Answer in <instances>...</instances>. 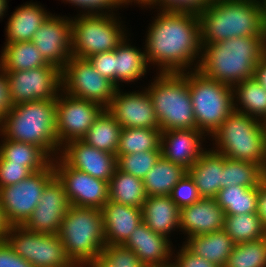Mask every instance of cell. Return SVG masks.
Returning <instances> with one entry per match:
<instances>
[{"instance_id":"cell-1","label":"cell","mask_w":266,"mask_h":267,"mask_svg":"<svg viewBox=\"0 0 266 267\" xmlns=\"http://www.w3.org/2000/svg\"><path fill=\"white\" fill-rule=\"evenodd\" d=\"M145 42L147 63H156L158 73L197 70L202 53L199 14L160 11L149 26Z\"/></svg>"},{"instance_id":"cell-2","label":"cell","mask_w":266,"mask_h":267,"mask_svg":"<svg viewBox=\"0 0 266 267\" xmlns=\"http://www.w3.org/2000/svg\"><path fill=\"white\" fill-rule=\"evenodd\" d=\"M266 55V36L235 37L203 45L198 67L205 77L230 86L253 78Z\"/></svg>"},{"instance_id":"cell-3","label":"cell","mask_w":266,"mask_h":267,"mask_svg":"<svg viewBox=\"0 0 266 267\" xmlns=\"http://www.w3.org/2000/svg\"><path fill=\"white\" fill-rule=\"evenodd\" d=\"M201 46L235 37L266 36L258 0H213L199 13Z\"/></svg>"},{"instance_id":"cell-4","label":"cell","mask_w":266,"mask_h":267,"mask_svg":"<svg viewBox=\"0 0 266 267\" xmlns=\"http://www.w3.org/2000/svg\"><path fill=\"white\" fill-rule=\"evenodd\" d=\"M55 131L56 100H35L14 105L0 123L2 138L35 144L53 159L61 151Z\"/></svg>"},{"instance_id":"cell-5","label":"cell","mask_w":266,"mask_h":267,"mask_svg":"<svg viewBox=\"0 0 266 267\" xmlns=\"http://www.w3.org/2000/svg\"><path fill=\"white\" fill-rule=\"evenodd\" d=\"M58 235L72 262L86 267L106 245L102 211L70 205Z\"/></svg>"},{"instance_id":"cell-6","label":"cell","mask_w":266,"mask_h":267,"mask_svg":"<svg viewBox=\"0 0 266 267\" xmlns=\"http://www.w3.org/2000/svg\"><path fill=\"white\" fill-rule=\"evenodd\" d=\"M211 137L215 140L214 151L224 157L266 168L263 121L234 110Z\"/></svg>"},{"instance_id":"cell-7","label":"cell","mask_w":266,"mask_h":267,"mask_svg":"<svg viewBox=\"0 0 266 267\" xmlns=\"http://www.w3.org/2000/svg\"><path fill=\"white\" fill-rule=\"evenodd\" d=\"M145 88L161 131L197 129L188 82L183 73H159Z\"/></svg>"},{"instance_id":"cell-8","label":"cell","mask_w":266,"mask_h":267,"mask_svg":"<svg viewBox=\"0 0 266 267\" xmlns=\"http://www.w3.org/2000/svg\"><path fill=\"white\" fill-rule=\"evenodd\" d=\"M182 73L188 82L197 129L212 136L234 111L233 87L198 70Z\"/></svg>"},{"instance_id":"cell-9","label":"cell","mask_w":266,"mask_h":267,"mask_svg":"<svg viewBox=\"0 0 266 267\" xmlns=\"http://www.w3.org/2000/svg\"><path fill=\"white\" fill-rule=\"evenodd\" d=\"M82 13L74 19L71 18L73 57L87 59L97 53L113 51L127 37L126 30L115 13L113 14V10L112 14Z\"/></svg>"},{"instance_id":"cell-10","label":"cell","mask_w":266,"mask_h":267,"mask_svg":"<svg viewBox=\"0 0 266 267\" xmlns=\"http://www.w3.org/2000/svg\"><path fill=\"white\" fill-rule=\"evenodd\" d=\"M5 240L34 267H75L58 234L38 233L23 225L9 226Z\"/></svg>"},{"instance_id":"cell-11","label":"cell","mask_w":266,"mask_h":267,"mask_svg":"<svg viewBox=\"0 0 266 267\" xmlns=\"http://www.w3.org/2000/svg\"><path fill=\"white\" fill-rule=\"evenodd\" d=\"M55 176L51 163L17 184L0 188V204L9 226L23 225L38 205L45 185Z\"/></svg>"},{"instance_id":"cell-12","label":"cell","mask_w":266,"mask_h":267,"mask_svg":"<svg viewBox=\"0 0 266 267\" xmlns=\"http://www.w3.org/2000/svg\"><path fill=\"white\" fill-rule=\"evenodd\" d=\"M62 91L89 100L107 108L115 95L117 86L100 75L87 59L71 56L61 70Z\"/></svg>"},{"instance_id":"cell-13","label":"cell","mask_w":266,"mask_h":267,"mask_svg":"<svg viewBox=\"0 0 266 267\" xmlns=\"http://www.w3.org/2000/svg\"><path fill=\"white\" fill-rule=\"evenodd\" d=\"M5 74L12 106L35 100H56L62 90L61 69L55 65Z\"/></svg>"},{"instance_id":"cell-14","label":"cell","mask_w":266,"mask_h":267,"mask_svg":"<svg viewBox=\"0 0 266 267\" xmlns=\"http://www.w3.org/2000/svg\"><path fill=\"white\" fill-rule=\"evenodd\" d=\"M104 109L98 103L60 92L56 99L55 131L59 147L72 140H81Z\"/></svg>"},{"instance_id":"cell-15","label":"cell","mask_w":266,"mask_h":267,"mask_svg":"<svg viewBox=\"0 0 266 267\" xmlns=\"http://www.w3.org/2000/svg\"><path fill=\"white\" fill-rule=\"evenodd\" d=\"M56 177L72 206L98 208L109 200L108 182L69 166L59 155L52 160Z\"/></svg>"},{"instance_id":"cell-16","label":"cell","mask_w":266,"mask_h":267,"mask_svg":"<svg viewBox=\"0 0 266 267\" xmlns=\"http://www.w3.org/2000/svg\"><path fill=\"white\" fill-rule=\"evenodd\" d=\"M71 37V19L51 13L34 34L32 42L49 64L62 70L72 56Z\"/></svg>"},{"instance_id":"cell-17","label":"cell","mask_w":266,"mask_h":267,"mask_svg":"<svg viewBox=\"0 0 266 267\" xmlns=\"http://www.w3.org/2000/svg\"><path fill=\"white\" fill-rule=\"evenodd\" d=\"M69 207L64 186L55 175L45 185L38 205L23 226L38 233L58 234Z\"/></svg>"},{"instance_id":"cell-18","label":"cell","mask_w":266,"mask_h":267,"mask_svg":"<svg viewBox=\"0 0 266 267\" xmlns=\"http://www.w3.org/2000/svg\"><path fill=\"white\" fill-rule=\"evenodd\" d=\"M123 93L120 92V88H117L114 97L106 108L122 128L160 129L147 90Z\"/></svg>"},{"instance_id":"cell-19","label":"cell","mask_w":266,"mask_h":267,"mask_svg":"<svg viewBox=\"0 0 266 267\" xmlns=\"http://www.w3.org/2000/svg\"><path fill=\"white\" fill-rule=\"evenodd\" d=\"M60 157L76 170L107 181L117 168L116 155L87 145L82 140H72L62 146Z\"/></svg>"},{"instance_id":"cell-20","label":"cell","mask_w":266,"mask_h":267,"mask_svg":"<svg viewBox=\"0 0 266 267\" xmlns=\"http://www.w3.org/2000/svg\"><path fill=\"white\" fill-rule=\"evenodd\" d=\"M206 135L198 129H173L161 133V156L189 169L206 151L202 139ZM205 149V150H203Z\"/></svg>"},{"instance_id":"cell-21","label":"cell","mask_w":266,"mask_h":267,"mask_svg":"<svg viewBox=\"0 0 266 267\" xmlns=\"http://www.w3.org/2000/svg\"><path fill=\"white\" fill-rule=\"evenodd\" d=\"M171 244L170 238L155 233L142 221L123 246L131 249L146 267H157L172 263Z\"/></svg>"},{"instance_id":"cell-22","label":"cell","mask_w":266,"mask_h":267,"mask_svg":"<svg viewBox=\"0 0 266 267\" xmlns=\"http://www.w3.org/2000/svg\"><path fill=\"white\" fill-rule=\"evenodd\" d=\"M225 214L215 198H201L180 210V230L188 237L222 230Z\"/></svg>"},{"instance_id":"cell-23","label":"cell","mask_w":266,"mask_h":267,"mask_svg":"<svg viewBox=\"0 0 266 267\" xmlns=\"http://www.w3.org/2000/svg\"><path fill=\"white\" fill-rule=\"evenodd\" d=\"M106 245H123L142 222V209L108 200L101 209Z\"/></svg>"},{"instance_id":"cell-24","label":"cell","mask_w":266,"mask_h":267,"mask_svg":"<svg viewBox=\"0 0 266 267\" xmlns=\"http://www.w3.org/2000/svg\"><path fill=\"white\" fill-rule=\"evenodd\" d=\"M223 168L224 156L211 148L188 169L202 198H215L222 189Z\"/></svg>"},{"instance_id":"cell-25","label":"cell","mask_w":266,"mask_h":267,"mask_svg":"<svg viewBox=\"0 0 266 267\" xmlns=\"http://www.w3.org/2000/svg\"><path fill=\"white\" fill-rule=\"evenodd\" d=\"M142 221L155 233L170 237L180 228V208L170 196H147L142 205Z\"/></svg>"},{"instance_id":"cell-26","label":"cell","mask_w":266,"mask_h":267,"mask_svg":"<svg viewBox=\"0 0 266 267\" xmlns=\"http://www.w3.org/2000/svg\"><path fill=\"white\" fill-rule=\"evenodd\" d=\"M50 15L38 3H27L13 11L6 24V43L32 41Z\"/></svg>"},{"instance_id":"cell-27","label":"cell","mask_w":266,"mask_h":267,"mask_svg":"<svg viewBox=\"0 0 266 267\" xmlns=\"http://www.w3.org/2000/svg\"><path fill=\"white\" fill-rule=\"evenodd\" d=\"M183 244L197 256L205 258L218 267H224L235 245L224 229L188 237Z\"/></svg>"},{"instance_id":"cell-28","label":"cell","mask_w":266,"mask_h":267,"mask_svg":"<svg viewBox=\"0 0 266 267\" xmlns=\"http://www.w3.org/2000/svg\"><path fill=\"white\" fill-rule=\"evenodd\" d=\"M49 64L32 41L6 43L0 55L4 72L30 70Z\"/></svg>"},{"instance_id":"cell-29","label":"cell","mask_w":266,"mask_h":267,"mask_svg":"<svg viewBox=\"0 0 266 267\" xmlns=\"http://www.w3.org/2000/svg\"><path fill=\"white\" fill-rule=\"evenodd\" d=\"M0 157L8 163L24 164L32 173L46 169L53 159L35 144L6 138L0 143Z\"/></svg>"},{"instance_id":"cell-30","label":"cell","mask_w":266,"mask_h":267,"mask_svg":"<svg viewBox=\"0 0 266 267\" xmlns=\"http://www.w3.org/2000/svg\"><path fill=\"white\" fill-rule=\"evenodd\" d=\"M127 41V37L115 49V85L119 82H134L146 75L148 63L145 52H141ZM129 43V44H128Z\"/></svg>"},{"instance_id":"cell-31","label":"cell","mask_w":266,"mask_h":267,"mask_svg":"<svg viewBox=\"0 0 266 267\" xmlns=\"http://www.w3.org/2000/svg\"><path fill=\"white\" fill-rule=\"evenodd\" d=\"M188 173L181 165L162 156L143 178L147 196H169L172 188Z\"/></svg>"},{"instance_id":"cell-32","label":"cell","mask_w":266,"mask_h":267,"mask_svg":"<svg viewBox=\"0 0 266 267\" xmlns=\"http://www.w3.org/2000/svg\"><path fill=\"white\" fill-rule=\"evenodd\" d=\"M233 99L235 111L260 121L266 119V89L256 79L250 78L235 84L233 86ZM236 101L239 102L240 107Z\"/></svg>"},{"instance_id":"cell-33","label":"cell","mask_w":266,"mask_h":267,"mask_svg":"<svg viewBox=\"0 0 266 267\" xmlns=\"http://www.w3.org/2000/svg\"><path fill=\"white\" fill-rule=\"evenodd\" d=\"M109 200L142 208L147 198L142 179L116 168L108 183Z\"/></svg>"},{"instance_id":"cell-34","label":"cell","mask_w":266,"mask_h":267,"mask_svg":"<svg viewBox=\"0 0 266 267\" xmlns=\"http://www.w3.org/2000/svg\"><path fill=\"white\" fill-rule=\"evenodd\" d=\"M121 129L115 118L104 109L81 140L98 150L116 155Z\"/></svg>"},{"instance_id":"cell-35","label":"cell","mask_w":266,"mask_h":267,"mask_svg":"<svg viewBox=\"0 0 266 267\" xmlns=\"http://www.w3.org/2000/svg\"><path fill=\"white\" fill-rule=\"evenodd\" d=\"M258 186H229L217 193L215 200L225 215L257 212Z\"/></svg>"},{"instance_id":"cell-36","label":"cell","mask_w":266,"mask_h":267,"mask_svg":"<svg viewBox=\"0 0 266 267\" xmlns=\"http://www.w3.org/2000/svg\"><path fill=\"white\" fill-rule=\"evenodd\" d=\"M161 129L122 128L116 156L161 151Z\"/></svg>"},{"instance_id":"cell-37","label":"cell","mask_w":266,"mask_h":267,"mask_svg":"<svg viewBox=\"0 0 266 267\" xmlns=\"http://www.w3.org/2000/svg\"><path fill=\"white\" fill-rule=\"evenodd\" d=\"M265 179V169L258 163L224 157L222 189L229 186L257 187Z\"/></svg>"},{"instance_id":"cell-38","label":"cell","mask_w":266,"mask_h":267,"mask_svg":"<svg viewBox=\"0 0 266 267\" xmlns=\"http://www.w3.org/2000/svg\"><path fill=\"white\" fill-rule=\"evenodd\" d=\"M223 229L235 244L266 237V229L257 212L225 215Z\"/></svg>"},{"instance_id":"cell-39","label":"cell","mask_w":266,"mask_h":267,"mask_svg":"<svg viewBox=\"0 0 266 267\" xmlns=\"http://www.w3.org/2000/svg\"><path fill=\"white\" fill-rule=\"evenodd\" d=\"M224 267H266V237L235 244Z\"/></svg>"},{"instance_id":"cell-40","label":"cell","mask_w":266,"mask_h":267,"mask_svg":"<svg viewBox=\"0 0 266 267\" xmlns=\"http://www.w3.org/2000/svg\"><path fill=\"white\" fill-rule=\"evenodd\" d=\"M86 267H146L139 257L123 245H105L98 258Z\"/></svg>"},{"instance_id":"cell-41","label":"cell","mask_w":266,"mask_h":267,"mask_svg":"<svg viewBox=\"0 0 266 267\" xmlns=\"http://www.w3.org/2000/svg\"><path fill=\"white\" fill-rule=\"evenodd\" d=\"M160 157L161 151H143L116 156L117 168L143 180Z\"/></svg>"},{"instance_id":"cell-42","label":"cell","mask_w":266,"mask_h":267,"mask_svg":"<svg viewBox=\"0 0 266 267\" xmlns=\"http://www.w3.org/2000/svg\"><path fill=\"white\" fill-rule=\"evenodd\" d=\"M169 196L180 209L192 205L202 198L194 180L188 173L172 188Z\"/></svg>"},{"instance_id":"cell-43","label":"cell","mask_w":266,"mask_h":267,"mask_svg":"<svg viewBox=\"0 0 266 267\" xmlns=\"http://www.w3.org/2000/svg\"><path fill=\"white\" fill-rule=\"evenodd\" d=\"M213 0H154L150 6L158 5L159 11L193 12L199 14Z\"/></svg>"},{"instance_id":"cell-44","label":"cell","mask_w":266,"mask_h":267,"mask_svg":"<svg viewBox=\"0 0 266 267\" xmlns=\"http://www.w3.org/2000/svg\"><path fill=\"white\" fill-rule=\"evenodd\" d=\"M30 174L24 164L8 163L0 157V188L17 184Z\"/></svg>"},{"instance_id":"cell-45","label":"cell","mask_w":266,"mask_h":267,"mask_svg":"<svg viewBox=\"0 0 266 267\" xmlns=\"http://www.w3.org/2000/svg\"><path fill=\"white\" fill-rule=\"evenodd\" d=\"M87 60L100 75L115 84V50L94 54Z\"/></svg>"},{"instance_id":"cell-46","label":"cell","mask_w":266,"mask_h":267,"mask_svg":"<svg viewBox=\"0 0 266 267\" xmlns=\"http://www.w3.org/2000/svg\"><path fill=\"white\" fill-rule=\"evenodd\" d=\"M63 1H65L66 3L69 2V4L71 3L72 5H75L78 8L80 7V9L82 8L85 14L108 13L109 11L110 13H112L111 12L112 9L115 10L114 8H119L120 6L122 7L120 0H63Z\"/></svg>"},{"instance_id":"cell-47","label":"cell","mask_w":266,"mask_h":267,"mask_svg":"<svg viewBox=\"0 0 266 267\" xmlns=\"http://www.w3.org/2000/svg\"><path fill=\"white\" fill-rule=\"evenodd\" d=\"M172 261L175 267H218L216 264L207 261L205 258L197 256L191 252L185 245L177 252Z\"/></svg>"},{"instance_id":"cell-48","label":"cell","mask_w":266,"mask_h":267,"mask_svg":"<svg viewBox=\"0 0 266 267\" xmlns=\"http://www.w3.org/2000/svg\"><path fill=\"white\" fill-rule=\"evenodd\" d=\"M0 267H34L20 257L6 240L0 242Z\"/></svg>"},{"instance_id":"cell-49","label":"cell","mask_w":266,"mask_h":267,"mask_svg":"<svg viewBox=\"0 0 266 267\" xmlns=\"http://www.w3.org/2000/svg\"><path fill=\"white\" fill-rule=\"evenodd\" d=\"M12 104L10 102L9 85L5 72L0 68V123L4 115L10 110Z\"/></svg>"},{"instance_id":"cell-50","label":"cell","mask_w":266,"mask_h":267,"mask_svg":"<svg viewBox=\"0 0 266 267\" xmlns=\"http://www.w3.org/2000/svg\"><path fill=\"white\" fill-rule=\"evenodd\" d=\"M257 214L266 229V178L258 186Z\"/></svg>"},{"instance_id":"cell-51","label":"cell","mask_w":266,"mask_h":267,"mask_svg":"<svg viewBox=\"0 0 266 267\" xmlns=\"http://www.w3.org/2000/svg\"><path fill=\"white\" fill-rule=\"evenodd\" d=\"M253 78L266 89V55L256 65Z\"/></svg>"},{"instance_id":"cell-52","label":"cell","mask_w":266,"mask_h":267,"mask_svg":"<svg viewBox=\"0 0 266 267\" xmlns=\"http://www.w3.org/2000/svg\"><path fill=\"white\" fill-rule=\"evenodd\" d=\"M9 225L5 221V217L3 215L2 207L0 204V242L5 240L6 232L8 231Z\"/></svg>"},{"instance_id":"cell-53","label":"cell","mask_w":266,"mask_h":267,"mask_svg":"<svg viewBox=\"0 0 266 267\" xmlns=\"http://www.w3.org/2000/svg\"><path fill=\"white\" fill-rule=\"evenodd\" d=\"M154 0H126V4L129 5L132 4L133 2L142 5L144 7L149 6Z\"/></svg>"},{"instance_id":"cell-54","label":"cell","mask_w":266,"mask_h":267,"mask_svg":"<svg viewBox=\"0 0 266 267\" xmlns=\"http://www.w3.org/2000/svg\"><path fill=\"white\" fill-rule=\"evenodd\" d=\"M7 7V0H0V18H3V15L6 14Z\"/></svg>"},{"instance_id":"cell-55","label":"cell","mask_w":266,"mask_h":267,"mask_svg":"<svg viewBox=\"0 0 266 267\" xmlns=\"http://www.w3.org/2000/svg\"><path fill=\"white\" fill-rule=\"evenodd\" d=\"M258 1H259L260 5H261L264 19L266 20V0H258Z\"/></svg>"},{"instance_id":"cell-56","label":"cell","mask_w":266,"mask_h":267,"mask_svg":"<svg viewBox=\"0 0 266 267\" xmlns=\"http://www.w3.org/2000/svg\"><path fill=\"white\" fill-rule=\"evenodd\" d=\"M157 267H175V266L172 263H170V264H167L165 266H157Z\"/></svg>"},{"instance_id":"cell-57","label":"cell","mask_w":266,"mask_h":267,"mask_svg":"<svg viewBox=\"0 0 266 267\" xmlns=\"http://www.w3.org/2000/svg\"><path fill=\"white\" fill-rule=\"evenodd\" d=\"M263 125H264L265 138H266V119L263 121Z\"/></svg>"},{"instance_id":"cell-58","label":"cell","mask_w":266,"mask_h":267,"mask_svg":"<svg viewBox=\"0 0 266 267\" xmlns=\"http://www.w3.org/2000/svg\"><path fill=\"white\" fill-rule=\"evenodd\" d=\"M120 2L122 5H124V4L126 5V0H120Z\"/></svg>"}]
</instances>
